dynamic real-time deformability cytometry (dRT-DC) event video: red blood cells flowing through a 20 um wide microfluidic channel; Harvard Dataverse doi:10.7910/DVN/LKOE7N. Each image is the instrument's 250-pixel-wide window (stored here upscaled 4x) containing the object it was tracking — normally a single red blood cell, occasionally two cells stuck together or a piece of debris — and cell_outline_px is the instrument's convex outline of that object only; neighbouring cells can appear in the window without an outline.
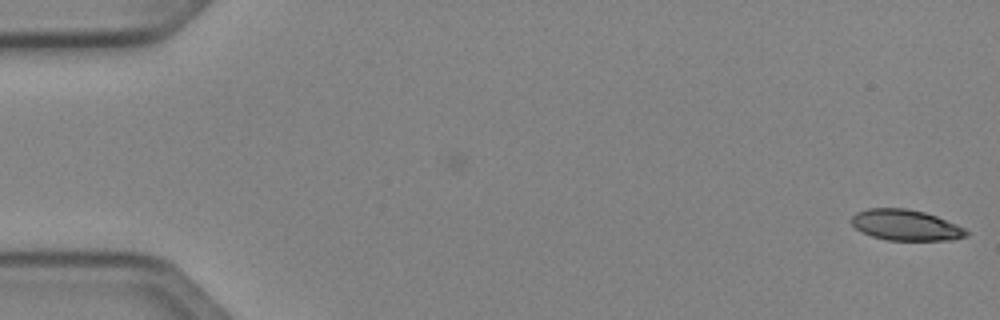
{"species": "Egyptian fruit bat (a non-hibernating species)", "species_latin": "Rousettus aegyptiacus", "temperature_condition": "cold", "stored_images_in_passage": 40, "camera_frame_rate_fps": 3000, "um_per_image_px": 0.085, "animal": {"sex": "female"}, "frame": {"image": 1, "passage_image": 1, "time_ms": 0.0, "image_size_px": [1000, 320], "cell_outline_px": [[968, 236], [952, 240], [888, 240], [872, 236], [860, 232], [852, 224], [852, 216], [856, 212], [868, 208], [904, 208], [924, 212], [936, 216], [956, 224], [964, 228], [968, 232]], "centroid_in_image_um": [76.98, 19.13], "position_along_channel_um": 8.0, "area_um2": 20.58}}
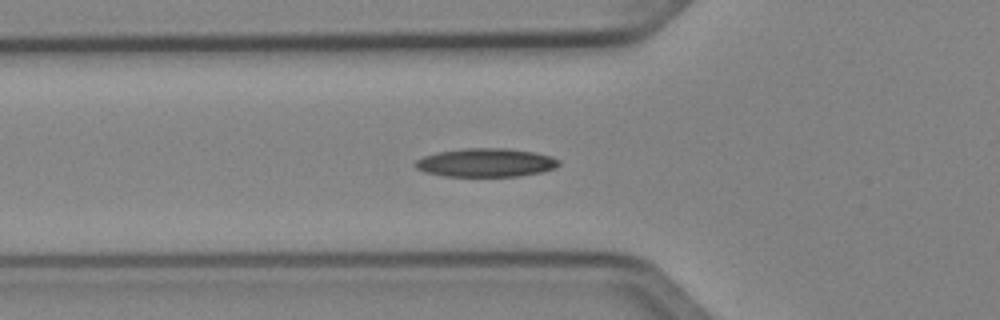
{"frame": {"image": 2, "passage_image": 18, "time_ms": 5.667, "image_size_px": [1000, 320], "cell_outline_px": [[560, 164], [556, 168], [544, 172], [516, 176], [444, 176], [424, 172], [416, 168], [412, 164], [416, 160], [424, 156], [440, 152], [464, 148], [504, 148], [532, 152], [552, 156], [560, 160]], "centroid_in_image_um": [41.31, 13.83], "position_along_channel_um": 84.5, "area_um2": 23.93}}
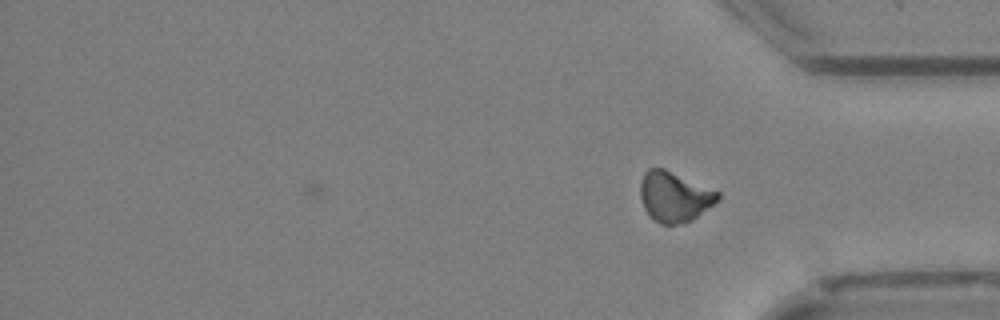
{"frame": {"image": 3, "passage_image": 40, "time_ms": 13.0, "image_size_px": [1000, 320], "cell_outline_px": [[720, 200], [692, 220], [676, 224], [660, 224], [648, 216], [644, 208], [640, 196], [640, 184], [644, 172], [648, 168], [664, 168], [720, 192]], "centroid_in_image_um": [57.32, 16.72], "position_along_channel_um": 377.9, "area_um2": 22.77}, "authors_computed_cell_mechanics": {"area_um2": 22.3108, "velocity_mm_per_s": 4.0561, "shape_relaxation_time_tau1_ms": 4.9958, "shape_relaxation_time_tau2_ms": null, "deformation_change_tau1": 0.1316, "deformation_change_tau2": null}}